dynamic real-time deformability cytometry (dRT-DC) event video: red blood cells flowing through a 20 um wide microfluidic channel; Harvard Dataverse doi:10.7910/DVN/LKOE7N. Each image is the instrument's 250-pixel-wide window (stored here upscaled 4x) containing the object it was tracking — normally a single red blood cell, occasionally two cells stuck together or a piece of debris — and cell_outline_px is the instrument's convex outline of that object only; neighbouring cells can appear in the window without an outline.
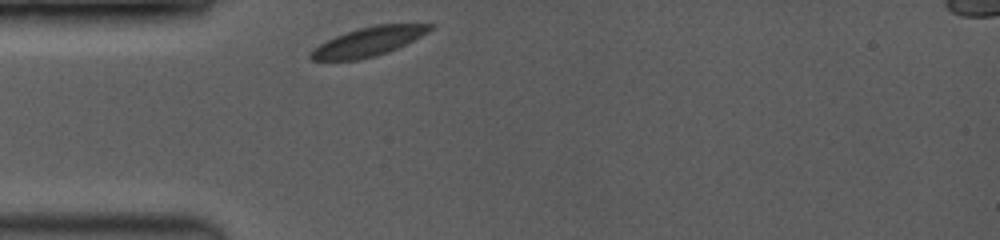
{"species": "common noctule bat (a hibernating species)", "species_latin": "Nyctalus noctula", "temperature_condition": "room temperature", "stored_images_in_passage": 30, "camera_frame_rate_fps": 3500, "um_per_image_px": 0.085, "animal": {"sex": "female", "body_mass_g": 19.0, "forearm_length_mm": 53.3}, "frame": {"image": 1, "passage_image": 1, "time_ms": 0.0, "image_size_px": [1000, 240], "cell_outline_px": [[436, 24], [428, 32], [388, 52], [376, 56], [356, 60], [312, 60], [308, 56], [312, 48], [336, 36], [360, 28], [376, 24]], "centroid_in_image_um": [31.29, 3.54], "position_along_channel_um": 53.7, "area_um2": 19.83}}
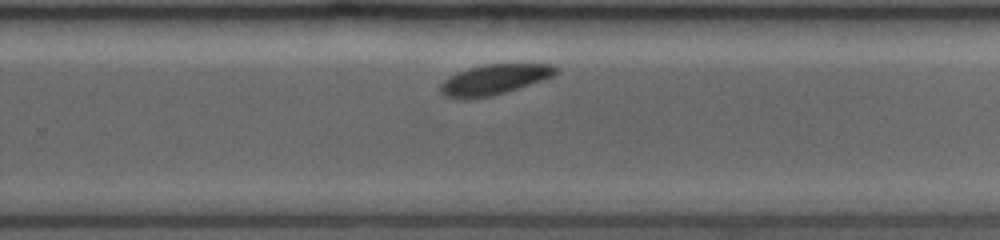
{"frame": {"image": 2, "passage_image": 19, "time_ms": 6.286, "image_size_px": [1000, 240], "cell_outline_px": [[560, 68], [552, 76], [492, 96], [464, 100], [444, 96], [440, 92], [440, 84], [444, 80], [468, 68], [484, 64], [552, 64]], "centroid_in_image_um": [41.97, 6.77], "position_along_channel_um": 287.8, "area_um2": 20.06}}
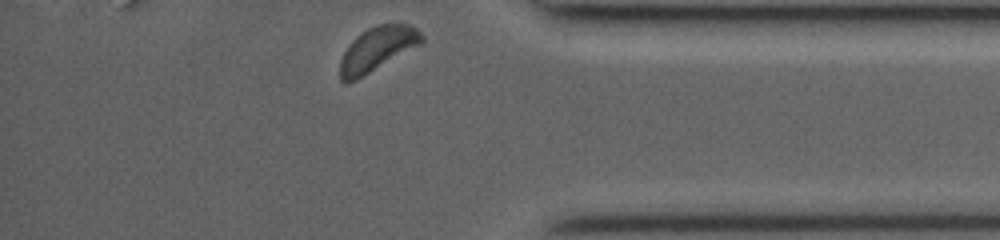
{"frame": {"image": 3, "passage_image": 30, "time_ms": 9.429, "image_size_px": [1000, 240], "cell_outline_px": [[424, 40], [420, 44], [356, 80], [348, 84], [344, 84], [340, 80], [340, 60], [348, 44], [356, 36], [368, 28], [376, 24], [400, 20], [416, 28], [424, 36]], "centroid_in_image_um": [32.06, 4.13], "position_along_channel_um": 403.1, "area_um2": 21.39}}